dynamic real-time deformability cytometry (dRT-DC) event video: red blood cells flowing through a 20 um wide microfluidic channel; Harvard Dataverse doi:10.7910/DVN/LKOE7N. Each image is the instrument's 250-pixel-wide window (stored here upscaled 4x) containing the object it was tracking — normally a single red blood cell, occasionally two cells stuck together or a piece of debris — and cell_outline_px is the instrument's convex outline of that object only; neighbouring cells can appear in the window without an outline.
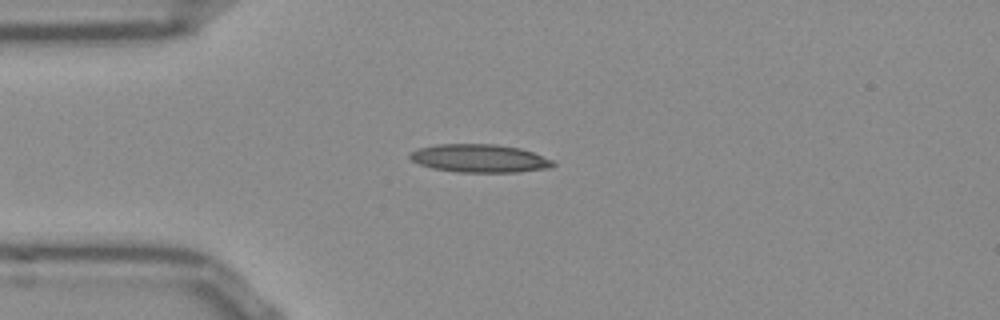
{"species": "Egyptian fruit bat (a non-hibernating species)", "species_latin": "Rousettus aegyptiacus", "temperature_condition": "room temperature", "stored_images_in_passage": 40, "camera_frame_rate_fps": 3000, "um_per_image_px": 0.085, "frame": {"image": 1, "passage_image": 1, "time_ms": 0.0, "image_size_px": [1000, 320], "cell_outline_px": [[556, 164], [552, 168], [516, 172], [460, 172], [432, 168], [420, 164], [412, 160], [408, 156], [408, 152], [416, 148], [436, 144], [496, 144], [520, 148], [532, 152], [552, 160]], "centroid_in_image_um": [40.74, 13.45], "position_along_channel_um": 44.3, "area_um2": 23.58}}
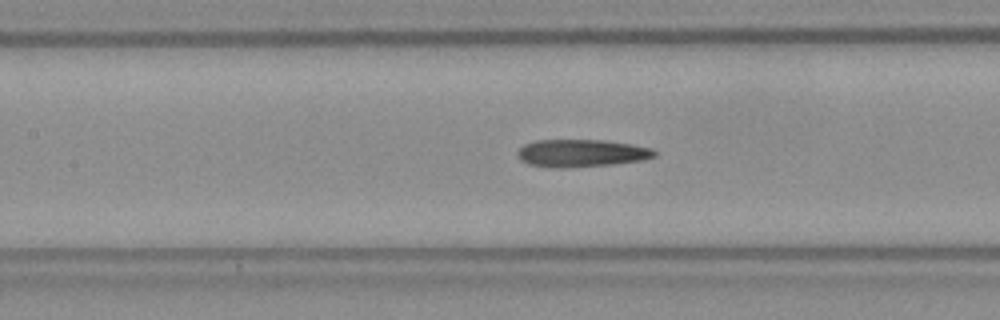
{"frame": {"image": 2, "passage_image": 11, "time_ms": 3.333, "image_size_px": [1000, 320], "cell_outline_px": [[656, 156], [644, 160], [612, 164], [564, 168], [556, 168], [528, 164], [520, 160], [516, 156], [516, 152], [524, 144], [536, 140], [604, 140], [652, 148], [656, 152]], "centroid_in_image_um": [49.38, 13.02], "position_along_channel_um": 158.0, "area_um2": 22.02}}
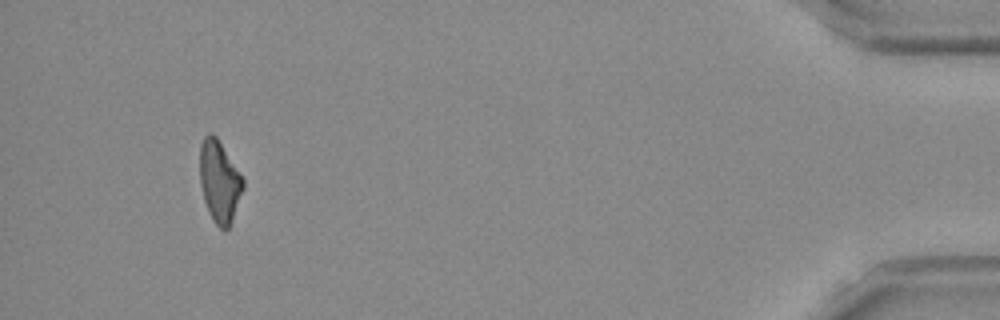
{"frame": {"image": 3, "passage_image": 37, "time_ms": 12.0, "image_size_px": [1000, 320], "cell_outline_px": [[244, 188], [232, 220], [228, 228], [224, 232], [212, 220], [204, 200], [200, 184], [200, 144], [204, 136], [208, 132], [212, 132], [216, 136], [244, 180]], "centroid_in_image_um": [18.64, 15.43], "position_along_channel_um": 416.6, "area_um2": 20.52}, "authors_computed_cell_mechanics": {"area_um2": 21.6172, "velocity_mm_per_s": 3.8537, "shape_relaxation_time_tau1_ms": 10.3557, "shape_relaxation_time_tau2_ms": 2.9733, "deformation_change_tau1": 0.2561, "deformation_change_tau2": 0.1341}}